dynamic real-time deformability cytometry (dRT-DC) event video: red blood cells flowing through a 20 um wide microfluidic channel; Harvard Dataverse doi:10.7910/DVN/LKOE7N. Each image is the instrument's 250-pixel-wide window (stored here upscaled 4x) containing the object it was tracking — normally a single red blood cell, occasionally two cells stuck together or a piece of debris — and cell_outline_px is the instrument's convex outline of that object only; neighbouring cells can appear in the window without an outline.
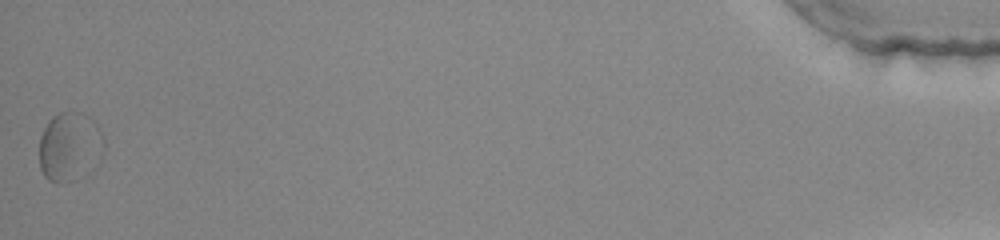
{"species": "common noctule bat (a hibernating species)", "species_latin": "Nyctalus noctula", "temperature_condition": "warm", "stored_images_in_passage": 36, "segment_of_instrument_passage": [2, 2], "camera_frame_rate_fps": 3000, "um_per_image_px": 0.085, "animal": {"sex": "female", "body_mass_g": 22.0, "forearm_length_mm": 56.7}, "frame": {"image": 1, "passage_image": 36, "time_ms": 11.667, "image_size_px": [1000, 240], "cell_outline_px": [[104, 152], [100, 160], [96, 164], [76, 180], [48, 180], [44, 176], [40, 168], [40, 136], [48, 120], [52, 116], [60, 112], [80, 112], [88, 116], [96, 124], [104, 136]], "centroid_in_image_um": [5.94, 12.43], "position_along_channel_um": 429.3, "area_um2": 25.95}}